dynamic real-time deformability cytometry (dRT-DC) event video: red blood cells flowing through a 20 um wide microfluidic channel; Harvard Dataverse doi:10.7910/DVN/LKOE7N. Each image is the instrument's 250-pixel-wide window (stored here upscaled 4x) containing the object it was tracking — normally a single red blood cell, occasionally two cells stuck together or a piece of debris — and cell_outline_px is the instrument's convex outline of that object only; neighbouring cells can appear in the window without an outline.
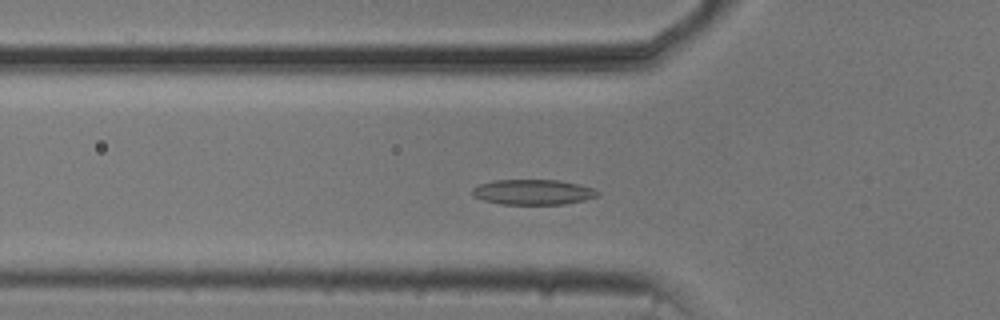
{"species": "common noctule bat (a hibernating species)", "species_latin": "Nyctalus noctula", "temperature_condition": "cold", "stored_images_in_passage": 29, "camera_frame_rate_fps": 3000, "um_per_image_px": 0.085, "animal": {"sex": "male", "body_mass_g": 20.5, "forearm_length_mm": 52.5}, "frame": {"image": 1, "passage_image": 13, "time_ms": 4.0, "image_size_px": [1000, 320], "cell_outline_px": [[600, 196], [584, 200], [564, 204], [500, 204], [484, 200], [472, 196], [472, 188], [480, 184], [492, 180], [560, 180], [580, 184], [592, 188], [600, 192]], "centroid_in_image_um": [45.32, 16.32], "position_along_channel_um": 80.5, "area_um2": 18.55}}
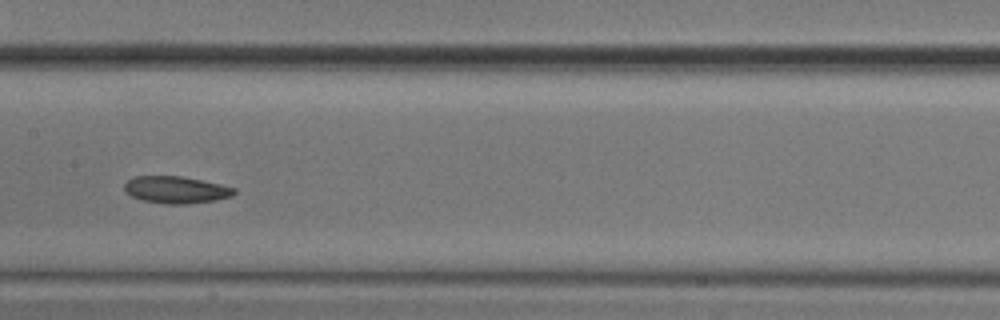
{"frame": {"image": 2, "passage_image": 22, "time_ms": 7.0, "image_size_px": [1000, 320], "cell_outline_px": [[236, 192], [232, 196], [216, 200], [184, 204], [164, 204], [144, 200], [132, 196], [124, 188], [124, 184], [128, 180], [136, 176], [180, 176], [220, 184], [236, 188]], "centroid_in_image_um": [14.99, 16.13], "position_along_channel_um": 192.4, "area_um2": 17.11}}
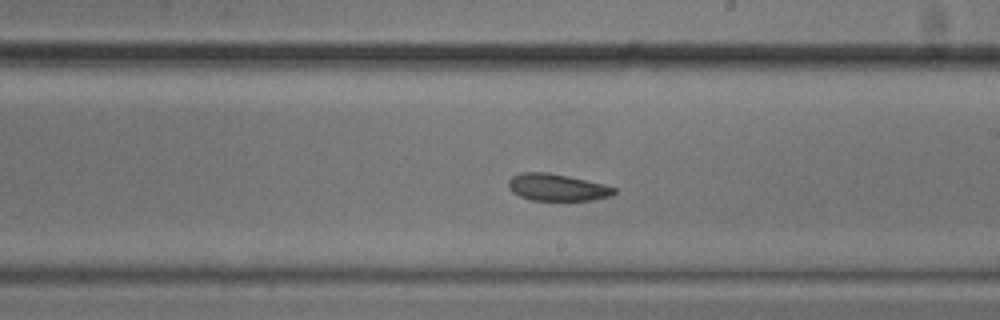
{"frame": {"image": 3, "passage_image": 26, "time_ms": 8.333, "image_size_px": [1000, 320], "cell_outline_px": [[616, 192], [612, 196], [592, 200], [532, 200], [520, 196], [512, 192], [508, 188], [508, 180], [512, 176], [520, 172], [548, 172], [568, 176], [604, 184], [616, 188]], "centroid_in_image_um": [47.34, 15.92], "position_along_channel_um": 241.7, "area_um2": 16.7}}